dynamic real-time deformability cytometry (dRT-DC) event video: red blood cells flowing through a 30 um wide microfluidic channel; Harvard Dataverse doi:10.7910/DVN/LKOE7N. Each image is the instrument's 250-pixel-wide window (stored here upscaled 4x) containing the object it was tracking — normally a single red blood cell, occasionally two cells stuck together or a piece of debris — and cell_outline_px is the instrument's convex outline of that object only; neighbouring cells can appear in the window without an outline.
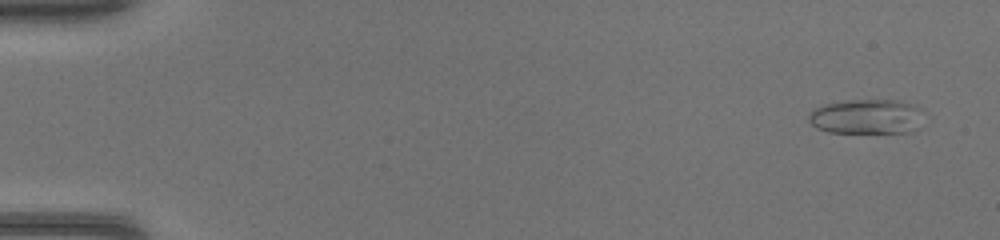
{"species": "common noctule bat (a hibernating species)", "species_latin": "Nyctalus noctula", "temperature_condition": "warm", "stored_images_in_passage": 47, "camera_frame_rate_fps": 3000, "um_per_image_px": 0.085, "animal": {"sex": "female", "body_mass_g": 17.0, "forearm_length_mm": 48.0}, "frame": {"image": 1, "passage_image": 3, "time_ms": 0.667, "image_size_px": [1000, 240], "cell_outline_px": [[920, 108], [908, 132], [828, 132], [816, 128], [808, 120], [808, 112], [824, 104], [848, 100], [900, 100], [912, 104]], "centroid_in_image_um": [73.47, 9.89], "position_along_channel_um": 11.5, "area_um2": 22.43}}
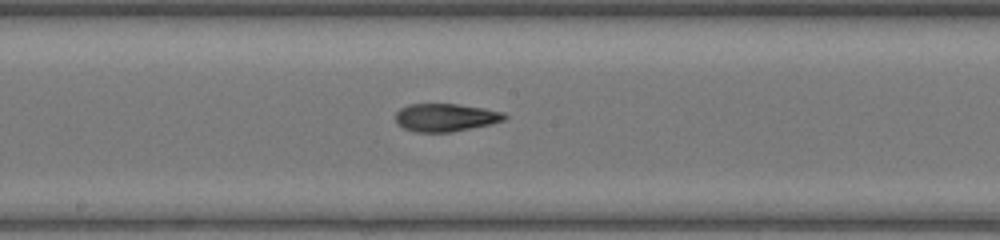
{"frame": {"image": 2, "passage_image": 26, "time_ms": 8.333, "image_size_px": [1000, 240], "cell_outline_px": [[508, 116], [504, 120], [492, 124], [452, 132], [416, 132], [404, 128], [396, 124], [396, 112], [400, 108], [408, 104], [460, 104], [484, 108], [504, 112]], "centroid_in_image_um": [37.88, 9.98], "position_along_channel_um": 210.3, "area_um2": 17.92}}
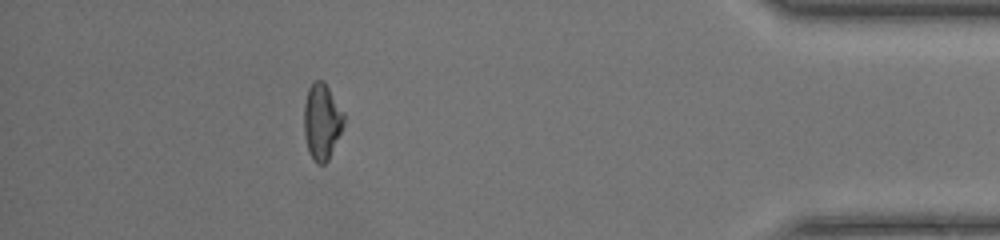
{"frame": {"image": 3, "passage_image": 42, "time_ms": 13.667, "image_size_px": [1000, 240], "cell_outline_px": [[344, 124], [328, 160], [324, 164], [316, 164], [312, 160], [308, 152], [304, 136], [304, 104], [308, 88], [316, 80], [324, 80], [344, 112]], "centroid_in_image_um": [27.34, 10.34], "position_along_channel_um": 407.9, "area_um2": 17.8}}